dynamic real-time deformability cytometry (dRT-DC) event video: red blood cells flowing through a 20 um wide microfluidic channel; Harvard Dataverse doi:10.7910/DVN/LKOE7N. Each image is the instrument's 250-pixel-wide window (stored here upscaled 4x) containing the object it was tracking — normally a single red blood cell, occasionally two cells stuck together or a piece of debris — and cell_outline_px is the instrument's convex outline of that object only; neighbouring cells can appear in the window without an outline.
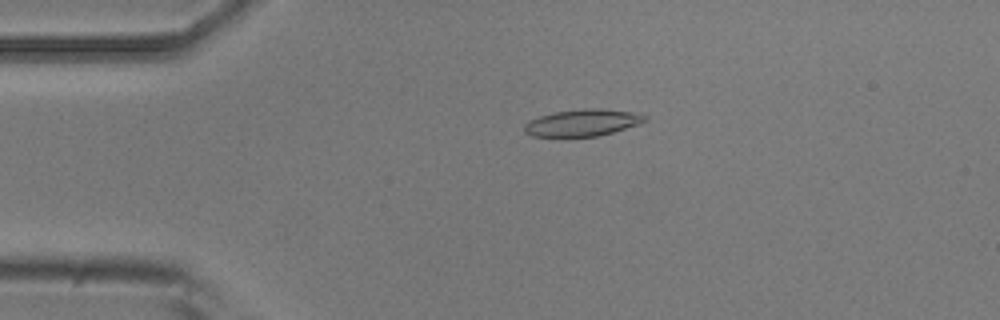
{"species": "common noctule bat (a hibernating species)", "species_latin": "Nyctalus noctula", "temperature_condition": "room temperature", "stored_images_in_passage": 4, "camera_frame_rate_fps": 3000, "um_per_image_px": 0.085, "animal": {"sex": "male", "body_mass_g": 20.5, "forearm_length_mm": 52.5}, "frame": {"image": 1, "passage_image": 3, "time_ms": 3.0, "image_size_px": [1000, 320], "cell_outline_px": [[648, 120], [640, 124], [612, 132], [596, 136], [532, 136], [524, 132], [524, 124], [528, 120], [552, 112], [584, 108], [600, 108], [632, 112], [648, 116]], "centroid_in_image_um": [49.51, 10.41], "position_along_channel_um": 35.5, "area_um2": 18.9}}